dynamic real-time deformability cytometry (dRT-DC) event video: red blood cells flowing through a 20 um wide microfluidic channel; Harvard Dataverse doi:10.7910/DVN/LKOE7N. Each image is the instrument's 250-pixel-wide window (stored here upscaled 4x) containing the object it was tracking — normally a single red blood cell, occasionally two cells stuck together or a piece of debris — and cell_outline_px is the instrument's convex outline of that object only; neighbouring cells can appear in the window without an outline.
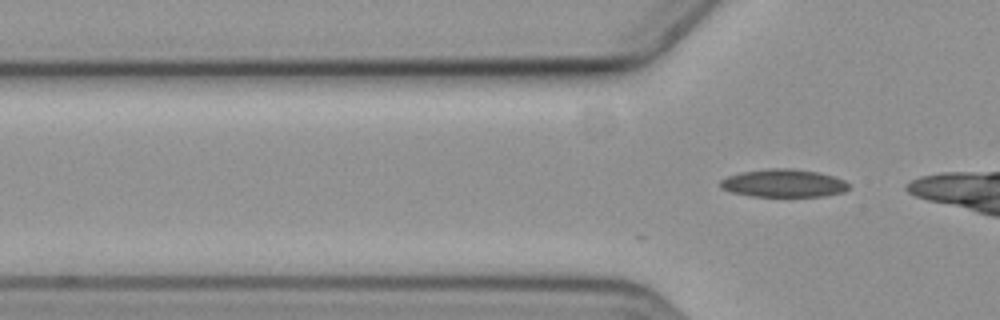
{"species": "common noctule bat (a hibernating species)", "species_latin": "Nyctalus noctula", "temperature_condition": "cold", "stored_images_in_passage": 7, "camera_frame_rate_fps": 3000, "um_per_image_px": 0.085, "animal": {"sex": "female", "body_mass_g": 19.3, "forearm_length_mm": 54.1}, "frame": {"image": 1, "passage_image": 7, "time_ms": 2.0, "image_size_px": [1000, 320], "cell_outline_px": [[848, 188], [844, 192], [824, 196], [752, 196], [732, 192], [720, 188], [720, 180], [728, 176], [740, 172], [768, 168], [792, 168], [820, 172], [844, 180], [848, 184]], "centroid_in_image_um": [66.59, 15.56], "position_along_channel_um": 59.2, "area_um2": 20.92}}